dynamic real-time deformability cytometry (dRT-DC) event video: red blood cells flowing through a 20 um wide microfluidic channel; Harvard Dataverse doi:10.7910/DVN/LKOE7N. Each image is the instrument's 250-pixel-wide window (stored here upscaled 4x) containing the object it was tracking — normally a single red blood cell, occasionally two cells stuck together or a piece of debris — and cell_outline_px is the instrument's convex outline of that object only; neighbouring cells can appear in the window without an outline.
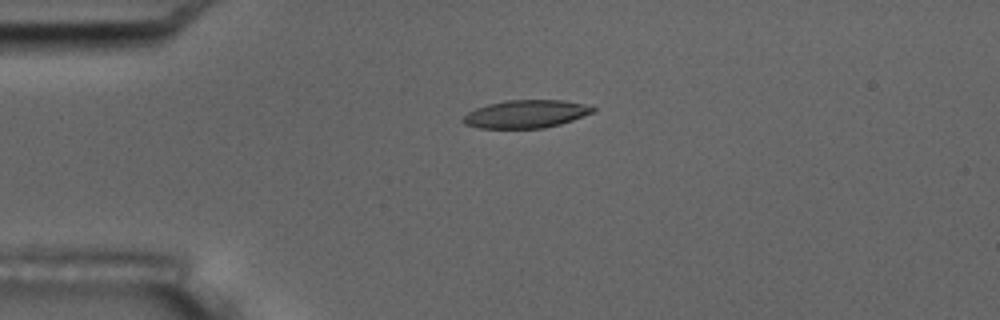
{"species": "common noctule bat (a hibernating species)", "species_latin": "Nyctalus noctula", "temperature_condition": "room temperature", "stored_images_in_passage": 4, "camera_frame_rate_fps": 3000, "um_per_image_px": 0.085, "animal": {"sex": "male", "body_mass_g": 17.5, "forearm_length_mm": 52.3}, "frame": {"image": 1, "passage_image": 3, "time_ms": 3.333, "image_size_px": [1000, 320], "cell_outline_px": [[596, 108], [592, 112], [572, 120], [560, 124], [544, 128], [480, 128], [464, 124], [460, 120], [468, 112], [476, 108], [488, 104], [504, 100], [564, 100], [592, 104]], "centroid_in_image_um": [44.72, 9.68], "position_along_channel_um": 40.3, "area_um2": 21.27}}